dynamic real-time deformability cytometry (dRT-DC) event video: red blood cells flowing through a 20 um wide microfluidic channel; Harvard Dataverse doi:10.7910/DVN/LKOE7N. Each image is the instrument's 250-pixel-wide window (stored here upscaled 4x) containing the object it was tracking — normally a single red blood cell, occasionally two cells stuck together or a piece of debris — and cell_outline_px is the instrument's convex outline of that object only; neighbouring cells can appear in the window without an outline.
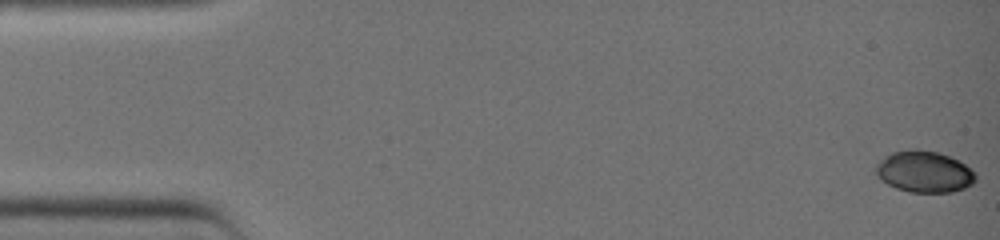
{"species": "common noctule bat (a hibernating species)", "species_latin": "Nyctalus noctula", "temperature_condition": "warm", "stored_images_in_passage": 40, "camera_frame_rate_fps": 3000, "um_per_image_px": 0.085, "animal": {"sex": "female", "body_mass_g": 19.0, "forearm_length_mm": 51.5}, "frame": {"image": 1, "passage_image": 1, "time_ms": 0.0, "image_size_px": [1000, 240], "cell_outline_px": [[976, 180], [972, 184], [964, 188], [952, 192], [908, 192], [896, 188], [880, 180], [876, 176], [876, 164], [884, 156], [892, 152], [912, 148], [916, 148], [936, 152], [960, 160], [976, 176]], "centroid_in_image_um": [78.52, 14.59], "position_along_channel_um": 6.5, "area_um2": 24.16}}
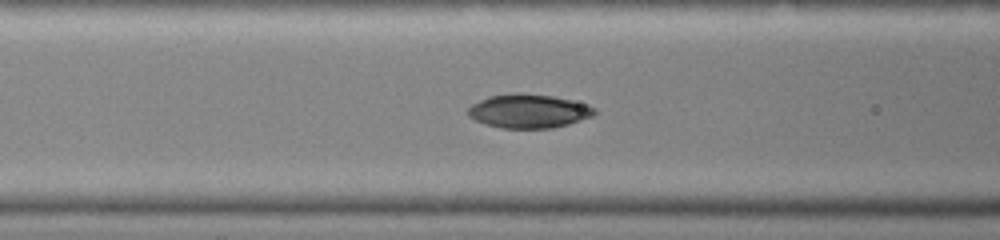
{"frame": {"image": 2, "passage_image": 17, "time_ms": 5.333, "image_size_px": [1000, 240], "cell_outline_px": [[596, 112], [592, 116], [568, 124], [552, 128], [500, 128], [476, 120], [468, 116], [468, 108], [472, 104], [488, 96], [512, 92], [524, 92], [552, 96], [572, 100], [596, 108]], "centroid_in_image_um": [44.92, 9.42], "position_along_channel_um": 121.7, "area_um2": 24.97}}
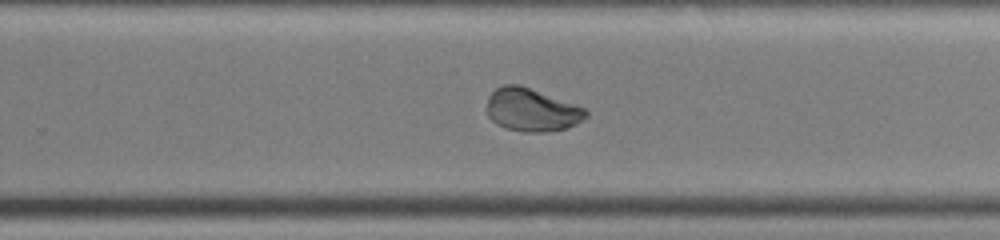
{"frame": {"image": 3, "passage_image": 27, "time_ms": 8.667, "image_size_px": [1000, 240], "cell_outline_px": [[588, 116], [576, 124], [568, 128], [544, 132], [524, 132], [504, 128], [496, 124], [488, 116], [484, 108], [488, 96], [496, 88], [504, 84], [520, 84], [584, 108], [588, 112]], "centroid_in_image_um": [45.14, 9.35], "position_along_channel_um": 284.7, "area_um2": 25.03}}